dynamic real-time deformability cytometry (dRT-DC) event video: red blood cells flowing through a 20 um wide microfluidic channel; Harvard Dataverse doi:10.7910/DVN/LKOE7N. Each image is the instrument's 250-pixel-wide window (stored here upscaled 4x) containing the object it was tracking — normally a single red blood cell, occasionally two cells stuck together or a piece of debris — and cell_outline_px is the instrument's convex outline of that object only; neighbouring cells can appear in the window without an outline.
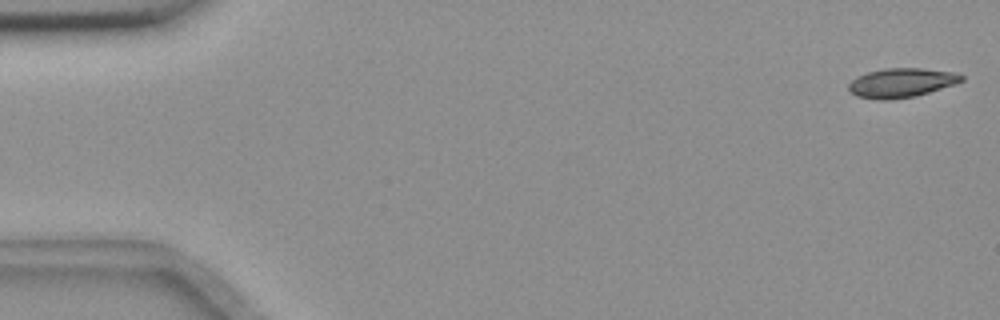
{"species": "common noctule bat (a hibernating species)", "species_latin": "Nyctalus noctula", "temperature_condition": "room temperature", "stored_images_in_passage": 55, "camera_frame_rate_fps": 3000, "um_per_image_px": 0.085, "animal": {"sex": "female", "body_mass_g": 18.4}, "frame": {"image": 1, "passage_image": 1, "time_ms": 0.0, "image_size_px": [1000, 320], "cell_outline_px": [[964, 80], [916, 96], [888, 100], [880, 100], [856, 96], [848, 88], [848, 84], [856, 76], [868, 72], [884, 68], [920, 68], [956, 72], [964, 76]], "centroid_in_image_um": [76.59, 7.03], "position_along_channel_um": 8.4, "area_um2": 19.13}}
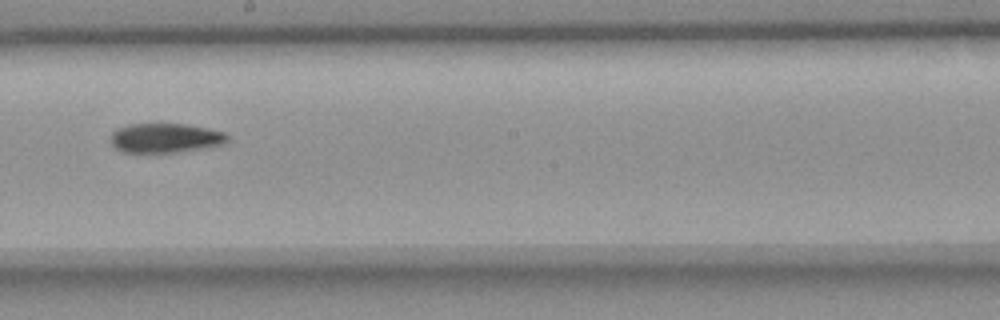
{"frame": {"image": 2, "passage_image": 31, "time_ms": 10.0, "image_size_px": [1000, 320], "cell_outline_px": [[228, 140], [224, 144], [208, 148], [176, 152], [124, 152], [116, 148], [108, 140], [112, 132], [116, 128], [128, 124], [184, 124], [224, 132], [228, 136]], "centroid_in_image_um": [14.02, 11.73], "position_along_channel_um": 234.2, "area_um2": 20.11}}
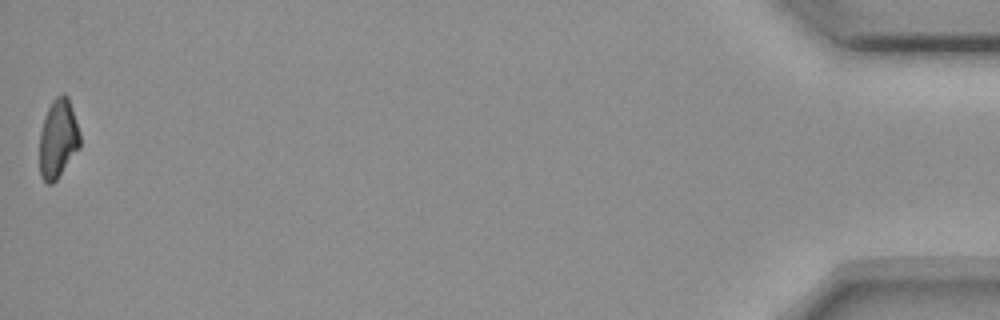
{"frame": {"image": 3, "passage_image": 55, "time_ms": 18.0, "image_size_px": [1000, 320], "cell_outline_px": [[80, 148], [56, 180], [52, 184], [48, 184], [40, 176], [40, 132], [44, 116], [52, 100], [56, 96], [64, 92], [68, 96], [80, 132]], "centroid_in_image_um": [4.94, 11.77], "position_along_channel_um": 430.3, "area_um2": 18.73}, "authors_computed_cell_mechanics": {"area_um2": 20.0566, "velocity_mm_per_s": 3.6577, "shape_relaxation_time_tau1_ms": 6.0651, "shape_relaxation_time_tau2_ms": null, "deformation_change_tau1": 0.1608, "deformation_change_tau2": null}}